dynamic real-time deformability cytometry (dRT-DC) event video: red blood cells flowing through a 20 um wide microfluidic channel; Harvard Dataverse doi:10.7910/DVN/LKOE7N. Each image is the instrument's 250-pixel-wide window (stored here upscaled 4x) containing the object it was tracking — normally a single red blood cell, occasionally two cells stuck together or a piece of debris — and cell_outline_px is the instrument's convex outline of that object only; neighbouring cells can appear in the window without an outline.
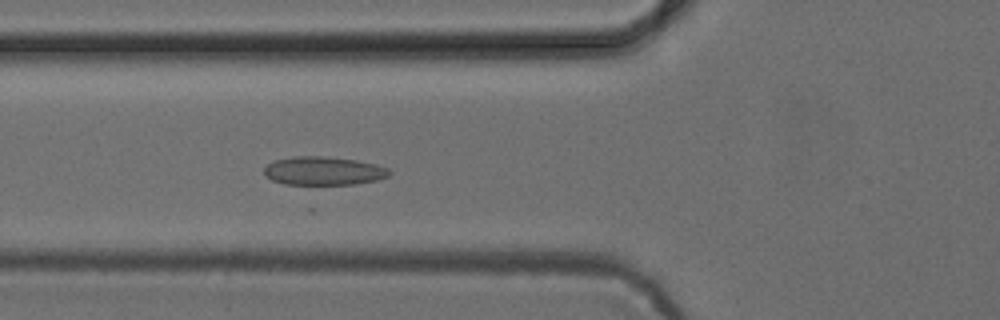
{"species": "common noctule bat (a hibernating species)", "species_latin": "Nyctalus noctula", "temperature_condition": "cold", "stored_images_in_passage": 43, "camera_frame_rate_fps": 3000, "um_per_image_px": 0.085, "animal": {"sex": "female", "body_mass_g": 24.6, "forearm_length_mm": 56.2}, "frame": {"image": 1, "passage_image": 11, "time_ms": 3.333, "image_size_px": [1000, 320], "cell_outline_px": [[392, 172], [388, 176], [376, 180], [356, 184], [284, 184], [272, 180], [264, 176], [264, 168], [272, 160], [292, 156], [324, 156], [356, 160], [376, 164], [388, 168]], "centroid_in_image_um": [27.47, 14.52], "position_along_channel_um": 98.3, "area_um2": 20.92}}
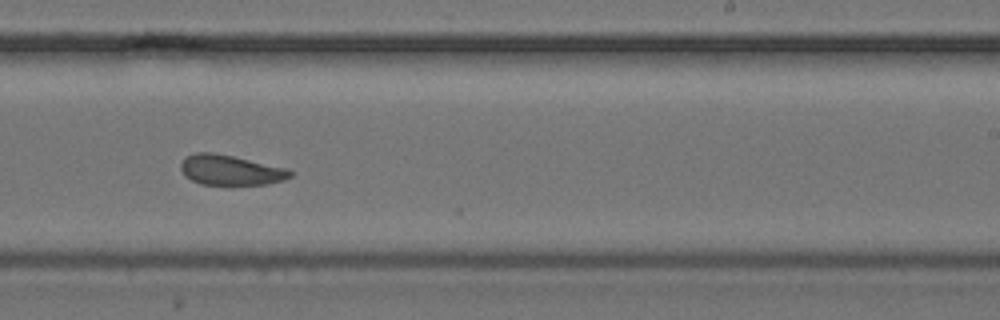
{"frame": {"image": 2, "passage_image": 24, "time_ms": 7.667, "image_size_px": [1000, 320], "cell_outline_px": [[292, 176], [284, 180], [268, 184], [232, 188], [228, 188], [200, 184], [192, 180], [180, 168], [180, 164], [184, 156], [196, 152], [212, 152], [232, 156], [288, 168], [292, 172]], "centroid_in_image_um": [19.61, 14.51], "position_along_channel_um": 269.4, "area_um2": 20.11}}
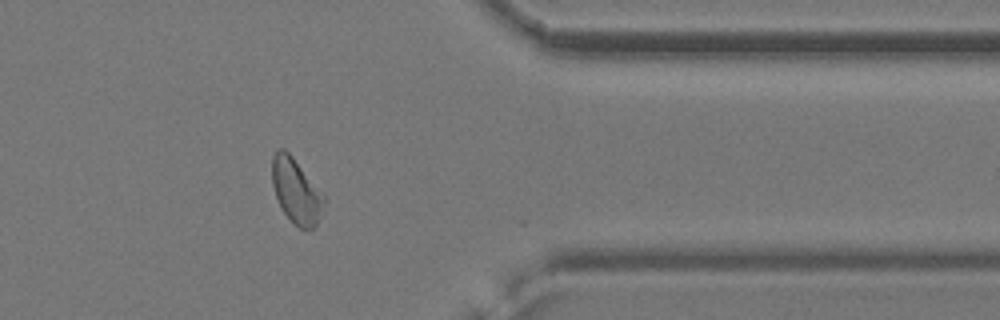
{"frame": {"image": 3, "passage_image": 34, "time_ms": 11.0, "image_size_px": [1000, 320], "cell_outline_px": [[324, 204], [316, 224], [312, 228], [300, 228], [292, 224], [284, 212], [276, 196], [272, 184], [272, 156], [276, 148], [284, 148], [292, 156], [324, 192]], "centroid_in_image_um": [25.16, 16.19], "position_along_channel_um": 386.2, "area_um2": 19.65}}